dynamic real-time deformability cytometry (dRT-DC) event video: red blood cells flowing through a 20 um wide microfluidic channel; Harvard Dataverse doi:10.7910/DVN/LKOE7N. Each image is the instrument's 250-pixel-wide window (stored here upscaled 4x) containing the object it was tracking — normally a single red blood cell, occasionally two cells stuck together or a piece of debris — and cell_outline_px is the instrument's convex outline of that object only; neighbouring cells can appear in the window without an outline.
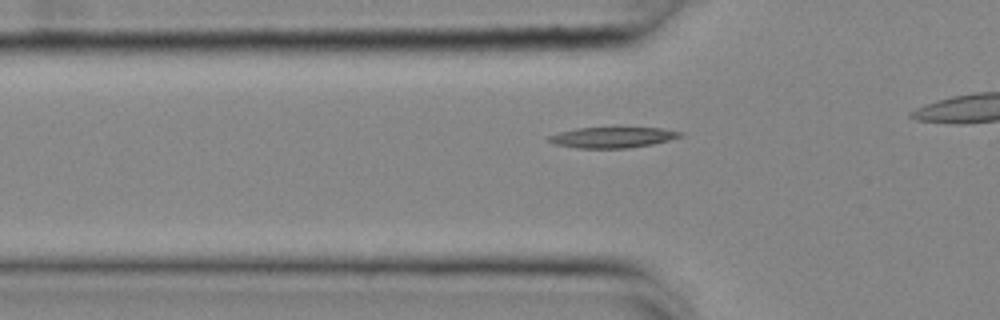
{"species": "common noctule bat (a hibernating species)", "species_latin": "Nyctalus noctula", "temperature_condition": "cold", "stored_images_in_passage": 37, "camera_frame_rate_fps": 3000, "um_per_image_px": 0.085, "animal": {"sex": "female", "body_mass_g": 25.1}, "frame": {"image": 1, "passage_image": 11, "time_ms": 3.333, "image_size_px": [1000, 320], "cell_outline_px": [[684, 136], [652, 144], [628, 148], [576, 148], [556, 144], [548, 140], [548, 136], [560, 132], [576, 128], [660, 128], [684, 132]], "centroid_in_image_um": [52.09, 11.68], "position_along_channel_um": 73.7, "area_um2": 15.72}}
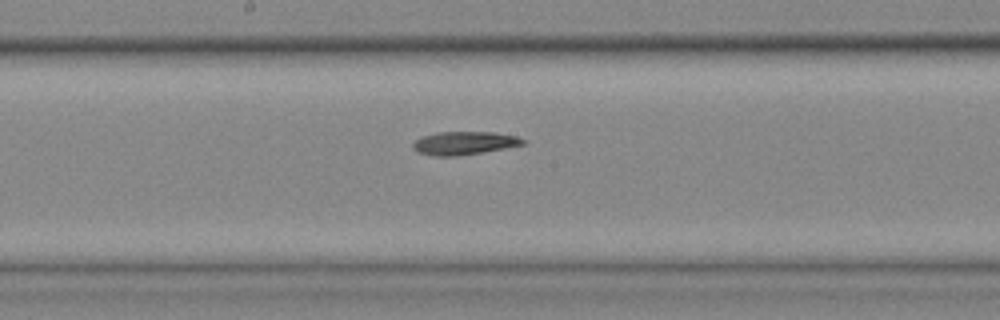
{"frame": {"image": 2, "passage_image": 22, "time_ms": 7.0, "image_size_px": [1000, 320], "cell_outline_px": [[528, 140], [524, 144], [504, 148], [456, 156], [436, 156], [420, 152], [412, 148], [412, 144], [416, 140], [424, 136], [436, 132], [492, 132], [516, 136]], "centroid_in_image_um": [39.47, 12.15], "position_along_channel_um": 208.7, "area_um2": 14.62}}
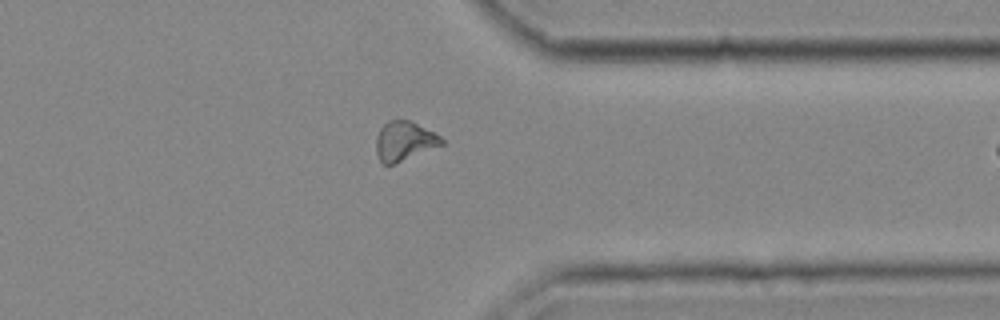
{"frame": {"image": 3, "passage_image": 36, "time_ms": 11.667, "image_size_px": [1000, 320], "cell_outline_px": [[444, 144], [396, 164], [384, 164], [380, 160], [376, 152], [376, 136], [380, 128], [388, 120], [408, 120], [440, 136], [444, 140]], "centroid_in_image_um": [34.35, 12.01], "position_along_channel_um": 377.1, "area_um2": 14.91}}